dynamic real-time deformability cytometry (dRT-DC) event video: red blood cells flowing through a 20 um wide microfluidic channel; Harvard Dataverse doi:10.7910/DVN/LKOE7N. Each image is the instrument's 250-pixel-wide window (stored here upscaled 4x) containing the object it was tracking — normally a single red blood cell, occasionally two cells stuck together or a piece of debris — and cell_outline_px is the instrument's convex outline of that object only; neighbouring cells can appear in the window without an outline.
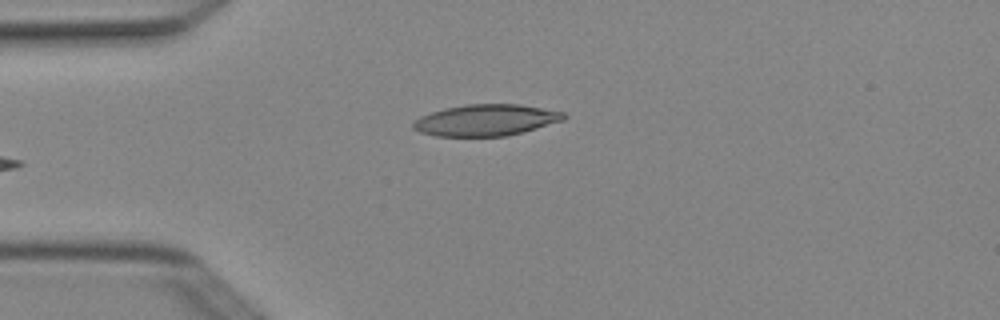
{"species": "Egyptian fruit bat (a non-hibernating species)", "species_latin": "Rousettus aegyptiacus", "temperature_condition": "cold", "stored_images_in_passage": 5, "camera_frame_rate_fps": 3000, "um_per_image_px": 0.085, "animal": {"sex": "female"}, "frame": {"image": 1, "passage_image": 5, "time_ms": 1.333, "image_size_px": [1000, 320], "cell_outline_px": [[568, 116], [564, 120], [520, 132], [504, 136], [436, 136], [420, 132], [412, 128], [412, 124], [420, 116], [444, 108], [464, 104], [520, 104], [564, 112]], "centroid_in_image_um": [41.28, 10.2], "position_along_channel_um": 43.7, "area_um2": 27.4}}